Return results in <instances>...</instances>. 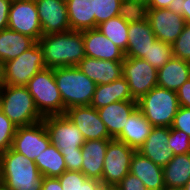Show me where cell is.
<instances>
[{
  "instance_id": "6da1fadb",
  "label": "cell",
  "mask_w": 190,
  "mask_h": 190,
  "mask_svg": "<svg viewBox=\"0 0 190 190\" xmlns=\"http://www.w3.org/2000/svg\"><path fill=\"white\" fill-rule=\"evenodd\" d=\"M38 43L46 68L77 66L86 57L82 31L42 35Z\"/></svg>"
},
{
  "instance_id": "7a4b0ae2",
  "label": "cell",
  "mask_w": 190,
  "mask_h": 190,
  "mask_svg": "<svg viewBox=\"0 0 190 190\" xmlns=\"http://www.w3.org/2000/svg\"><path fill=\"white\" fill-rule=\"evenodd\" d=\"M43 177L23 154L12 148L0 153V190H41Z\"/></svg>"
},
{
  "instance_id": "3957f363",
  "label": "cell",
  "mask_w": 190,
  "mask_h": 190,
  "mask_svg": "<svg viewBox=\"0 0 190 190\" xmlns=\"http://www.w3.org/2000/svg\"><path fill=\"white\" fill-rule=\"evenodd\" d=\"M53 74L65 107L90 106L96 83L76 66L53 68Z\"/></svg>"
},
{
  "instance_id": "277c9868",
  "label": "cell",
  "mask_w": 190,
  "mask_h": 190,
  "mask_svg": "<svg viewBox=\"0 0 190 190\" xmlns=\"http://www.w3.org/2000/svg\"><path fill=\"white\" fill-rule=\"evenodd\" d=\"M0 108L16 127L30 126L43 120L26 86L6 85L0 91Z\"/></svg>"
},
{
  "instance_id": "5b68a950",
  "label": "cell",
  "mask_w": 190,
  "mask_h": 190,
  "mask_svg": "<svg viewBox=\"0 0 190 190\" xmlns=\"http://www.w3.org/2000/svg\"><path fill=\"white\" fill-rule=\"evenodd\" d=\"M26 88L43 118L65 114V107L53 74V68H44L36 73L28 81Z\"/></svg>"
},
{
  "instance_id": "8992f818",
  "label": "cell",
  "mask_w": 190,
  "mask_h": 190,
  "mask_svg": "<svg viewBox=\"0 0 190 190\" xmlns=\"http://www.w3.org/2000/svg\"><path fill=\"white\" fill-rule=\"evenodd\" d=\"M138 108L153 127H171L179 109L177 93L159 86L138 101Z\"/></svg>"
},
{
  "instance_id": "52a82bcc",
  "label": "cell",
  "mask_w": 190,
  "mask_h": 190,
  "mask_svg": "<svg viewBox=\"0 0 190 190\" xmlns=\"http://www.w3.org/2000/svg\"><path fill=\"white\" fill-rule=\"evenodd\" d=\"M6 85L26 86L39 71L46 68L43 50L36 42L21 55L4 63Z\"/></svg>"
},
{
  "instance_id": "ba28073f",
  "label": "cell",
  "mask_w": 190,
  "mask_h": 190,
  "mask_svg": "<svg viewBox=\"0 0 190 190\" xmlns=\"http://www.w3.org/2000/svg\"><path fill=\"white\" fill-rule=\"evenodd\" d=\"M136 150L116 139H111L105 154L101 182L104 187L116 185L129 173Z\"/></svg>"
},
{
  "instance_id": "9c48e42d",
  "label": "cell",
  "mask_w": 190,
  "mask_h": 190,
  "mask_svg": "<svg viewBox=\"0 0 190 190\" xmlns=\"http://www.w3.org/2000/svg\"><path fill=\"white\" fill-rule=\"evenodd\" d=\"M122 70V76L128 82L132 97L137 101L157 86L158 70L144 59L125 57Z\"/></svg>"
},
{
  "instance_id": "30bf717a",
  "label": "cell",
  "mask_w": 190,
  "mask_h": 190,
  "mask_svg": "<svg viewBox=\"0 0 190 190\" xmlns=\"http://www.w3.org/2000/svg\"><path fill=\"white\" fill-rule=\"evenodd\" d=\"M42 121L51 144L61 152L82 149L85 139L79 129L65 115L46 116Z\"/></svg>"
},
{
  "instance_id": "8fae6325",
  "label": "cell",
  "mask_w": 190,
  "mask_h": 190,
  "mask_svg": "<svg viewBox=\"0 0 190 190\" xmlns=\"http://www.w3.org/2000/svg\"><path fill=\"white\" fill-rule=\"evenodd\" d=\"M8 28L39 41L43 33L35 0H12Z\"/></svg>"
},
{
  "instance_id": "7c38bea8",
  "label": "cell",
  "mask_w": 190,
  "mask_h": 190,
  "mask_svg": "<svg viewBox=\"0 0 190 190\" xmlns=\"http://www.w3.org/2000/svg\"><path fill=\"white\" fill-rule=\"evenodd\" d=\"M51 144L43 121L30 126L17 127L11 148L35 160Z\"/></svg>"
},
{
  "instance_id": "4fadbf2b",
  "label": "cell",
  "mask_w": 190,
  "mask_h": 190,
  "mask_svg": "<svg viewBox=\"0 0 190 190\" xmlns=\"http://www.w3.org/2000/svg\"><path fill=\"white\" fill-rule=\"evenodd\" d=\"M64 115L79 129L85 141L113 139L99 117L97 109L92 106L71 107Z\"/></svg>"
},
{
  "instance_id": "5bb4252c",
  "label": "cell",
  "mask_w": 190,
  "mask_h": 190,
  "mask_svg": "<svg viewBox=\"0 0 190 190\" xmlns=\"http://www.w3.org/2000/svg\"><path fill=\"white\" fill-rule=\"evenodd\" d=\"M147 19L156 39L171 45L182 33L186 25L182 15L174 13L167 8H148Z\"/></svg>"
},
{
  "instance_id": "9a60e30c",
  "label": "cell",
  "mask_w": 190,
  "mask_h": 190,
  "mask_svg": "<svg viewBox=\"0 0 190 190\" xmlns=\"http://www.w3.org/2000/svg\"><path fill=\"white\" fill-rule=\"evenodd\" d=\"M43 35L71 30L64 0H35Z\"/></svg>"
},
{
  "instance_id": "2e32d148",
  "label": "cell",
  "mask_w": 190,
  "mask_h": 190,
  "mask_svg": "<svg viewBox=\"0 0 190 190\" xmlns=\"http://www.w3.org/2000/svg\"><path fill=\"white\" fill-rule=\"evenodd\" d=\"M85 56L106 61L123 62L124 52L98 28L82 31Z\"/></svg>"
},
{
  "instance_id": "e0dca14e",
  "label": "cell",
  "mask_w": 190,
  "mask_h": 190,
  "mask_svg": "<svg viewBox=\"0 0 190 190\" xmlns=\"http://www.w3.org/2000/svg\"><path fill=\"white\" fill-rule=\"evenodd\" d=\"M170 127H153L144 144L137 150L155 164L164 167L174 157L168 139Z\"/></svg>"
},
{
  "instance_id": "ac0fdd59",
  "label": "cell",
  "mask_w": 190,
  "mask_h": 190,
  "mask_svg": "<svg viewBox=\"0 0 190 190\" xmlns=\"http://www.w3.org/2000/svg\"><path fill=\"white\" fill-rule=\"evenodd\" d=\"M137 107V101H118L97 109V112L109 135L115 139Z\"/></svg>"
},
{
  "instance_id": "d6986e66",
  "label": "cell",
  "mask_w": 190,
  "mask_h": 190,
  "mask_svg": "<svg viewBox=\"0 0 190 190\" xmlns=\"http://www.w3.org/2000/svg\"><path fill=\"white\" fill-rule=\"evenodd\" d=\"M76 67L96 85L109 84L123 75L122 62L85 57Z\"/></svg>"
},
{
  "instance_id": "ffe728a7",
  "label": "cell",
  "mask_w": 190,
  "mask_h": 190,
  "mask_svg": "<svg viewBox=\"0 0 190 190\" xmlns=\"http://www.w3.org/2000/svg\"><path fill=\"white\" fill-rule=\"evenodd\" d=\"M129 172L141 179L148 190L165 188L163 167L155 164L138 151H135L132 156Z\"/></svg>"
},
{
  "instance_id": "44dd1931",
  "label": "cell",
  "mask_w": 190,
  "mask_h": 190,
  "mask_svg": "<svg viewBox=\"0 0 190 190\" xmlns=\"http://www.w3.org/2000/svg\"><path fill=\"white\" fill-rule=\"evenodd\" d=\"M110 140H87L82 148L81 172L87 178L101 181L106 150Z\"/></svg>"
},
{
  "instance_id": "7402d4cb",
  "label": "cell",
  "mask_w": 190,
  "mask_h": 190,
  "mask_svg": "<svg viewBox=\"0 0 190 190\" xmlns=\"http://www.w3.org/2000/svg\"><path fill=\"white\" fill-rule=\"evenodd\" d=\"M152 128V124L137 107L128 118L122 132L115 139L137 151L150 135Z\"/></svg>"
},
{
  "instance_id": "603a6c76",
  "label": "cell",
  "mask_w": 190,
  "mask_h": 190,
  "mask_svg": "<svg viewBox=\"0 0 190 190\" xmlns=\"http://www.w3.org/2000/svg\"><path fill=\"white\" fill-rule=\"evenodd\" d=\"M128 44L124 53L125 57L142 58L147 54L148 49L156 40V36L151 28L148 19L129 23L128 26Z\"/></svg>"
},
{
  "instance_id": "cb8c5ba5",
  "label": "cell",
  "mask_w": 190,
  "mask_h": 190,
  "mask_svg": "<svg viewBox=\"0 0 190 190\" xmlns=\"http://www.w3.org/2000/svg\"><path fill=\"white\" fill-rule=\"evenodd\" d=\"M118 101H137L123 76L109 84L97 85L90 106L99 109Z\"/></svg>"
},
{
  "instance_id": "d4e9b609",
  "label": "cell",
  "mask_w": 190,
  "mask_h": 190,
  "mask_svg": "<svg viewBox=\"0 0 190 190\" xmlns=\"http://www.w3.org/2000/svg\"><path fill=\"white\" fill-rule=\"evenodd\" d=\"M188 79L190 62L173 57L158 70L157 86L177 92Z\"/></svg>"
},
{
  "instance_id": "484cf974",
  "label": "cell",
  "mask_w": 190,
  "mask_h": 190,
  "mask_svg": "<svg viewBox=\"0 0 190 190\" xmlns=\"http://www.w3.org/2000/svg\"><path fill=\"white\" fill-rule=\"evenodd\" d=\"M66 5L71 30L96 28L94 0H66Z\"/></svg>"
},
{
  "instance_id": "4316f807",
  "label": "cell",
  "mask_w": 190,
  "mask_h": 190,
  "mask_svg": "<svg viewBox=\"0 0 190 190\" xmlns=\"http://www.w3.org/2000/svg\"><path fill=\"white\" fill-rule=\"evenodd\" d=\"M36 41L24 34L5 28L0 31V62L15 59L31 48Z\"/></svg>"
},
{
  "instance_id": "83f0119b",
  "label": "cell",
  "mask_w": 190,
  "mask_h": 190,
  "mask_svg": "<svg viewBox=\"0 0 190 190\" xmlns=\"http://www.w3.org/2000/svg\"><path fill=\"white\" fill-rule=\"evenodd\" d=\"M166 188H183L190 179V153L178 154L163 167Z\"/></svg>"
},
{
  "instance_id": "f1b7e54d",
  "label": "cell",
  "mask_w": 190,
  "mask_h": 190,
  "mask_svg": "<svg viewBox=\"0 0 190 190\" xmlns=\"http://www.w3.org/2000/svg\"><path fill=\"white\" fill-rule=\"evenodd\" d=\"M34 162L44 177H58L67 170L64 156L53 144H50L47 149L42 151Z\"/></svg>"
},
{
  "instance_id": "f546056e",
  "label": "cell",
  "mask_w": 190,
  "mask_h": 190,
  "mask_svg": "<svg viewBox=\"0 0 190 190\" xmlns=\"http://www.w3.org/2000/svg\"><path fill=\"white\" fill-rule=\"evenodd\" d=\"M128 26L129 23L122 17L115 16L100 23L97 28L125 53L128 44Z\"/></svg>"
},
{
  "instance_id": "4dcf8cb0",
  "label": "cell",
  "mask_w": 190,
  "mask_h": 190,
  "mask_svg": "<svg viewBox=\"0 0 190 190\" xmlns=\"http://www.w3.org/2000/svg\"><path fill=\"white\" fill-rule=\"evenodd\" d=\"M57 178L63 190H100L103 187L101 181L87 178L81 171L66 170Z\"/></svg>"
},
{
  "instance_id": "1f68e13d",
  "label": "cell",
  "mask_w": 190,
  "mask_h": 190,
  "mask_svg": "<svg viewBox=\"0 0 190 190\" xmlns=\"http://www.w3.org/2000/svg\"><path fill=\"white\" fill-rule=\"evenodd\" d=\"M171 58H173L172 45L155 40L141 59L146 60L156 70L163 67Z\"/></svg>"
},
{
  "instance_id": "d6a6232c",
  "label": "cell",
  "mask_w": 190,
  "mask_h": 190,
  "mask_svg": "<svg viewBox=\"0 0 190 190\" xmlns=\"http://www.w3.org/2000/svg\"><path fill=\"white\" fill-rule=\"evenodd\" d=\"M119 16L127 23L144 21L148 16V6L143 2L122 0L120 3Z\"/></svg>"
},
{
  "instance_id": "836d02e7",
  "label": "cell",
  "mask_w": 190,
  "mask_h": 190,
  "mask_svg": "<svg viewBox=\"0 0 190 190\" xmlns=\"http://www.w3.org/2000/svg\"><path fill=\"white\" fill-rule=\"evenodd\" d=\"M122 0H94V13L97 26L112 17L119 16Z\"/></svg>"
},
{
  "instance_id": "e575fe53",
  "label": "cell",
  "mask_w": 190,
  "mask_h": 190,
  "mask_svg": "<svg viewBox=\"0 0 190 190\" xmlns=\"http://www.w3.org/2000/svg\"><path fill=\"white\" fill-rule=\"evenodd\" d=\"M167 145L174 155L190 153V137L182 130L172 129L170 127Z\"/></svg>"
},
{
  "instance_id": "d590c367",
  "label": "cell",
  "mask_w": 190,
  "mask_h": 190,
  "mask_svg": "<svg viewBox=\"0 0 190 190\" xmlns=\"http://www.w3.org/2000/svg\"><path fill=\"white\" fill-rule=\"evenodd\" d=\"M173 57L190 62V24L186 23L182 33L172 44Z\"/></svg>"
},
{
  "instance_id": "8d00e7d4",
  "label": "cell",
  "mask_w": 190,
  "mask_h": 190,
  "mask_svg": "<svg viewBox=\"0 0 190 190\" xmlns=\"http://www.w3.org/2000/svg\"><path fill=\"white\" fill-rule=\"evenodd\" d=\"M16 129L0 108V153L11 148Z\"/></svg>"
},
{
  "instance_id": "74e56055",
  "label": "cell",
  "mask_w": 190,
  "mask_h": 190,
  "mask_svg": "<svg viewBox=\"0 0 190 190\" xmlns=\"http://www.w3.org/2000/svg\"><path fill=\"white\" fill-rule=\"evenodd\" d=\"M171 128L182 130L190 137V108L179 107Z\"/></svg>"
},
{
  "instance_id": "f35d334b",
  "label": "cell",
  "mask_w": 190,
  "mask_h": 190,
  "mask_svg": "<svg viewBox=\"0 0 190 190\" xmlns=\"http://www.w3.org/2000/svg\"><path fill=\"white\" fill-rule=\"evenodd\" d=\"M64 156L66 169L69 171H81L82 169V149H75L71 152H61Z\"/></svg>"
},
{
  "instance_id": "ab89813d",
  "label": "cell",
  "mask_w": 190,
  "mask_h": 190,
  "mask_svg": "<svg viewBox=\"0 0 190 190\" xmlns=\"http://www.w3.org/2000/svg\"><path fill=\"white\" fill-rule=\"evenodd\" d=\"M117 190H148L141 179L130 172L116 185Z\"/></svg>"
},
{
  "instance_id": "60d3db41",
  "label": "cell",
  "mask_w": 190,
  "mask_h": 190,
  "mask_svg": "<svg viewBox=\"0 0 190 190\" xmlns=\"http://www.w3.org/2000/svg\"><path fill=\"white\" fill-rule=\"evenodd\" d=\"M167 9L182 15L186 23L190 24V0H173Z\"/></svg>"
},
{
  "instance_id": "b9f144b4",
  "label": "cell",
  "mask_w": 190,
  "mask_h": 190,
  "mask_svg": "<svg viewBox=\"0 0 190 190\" xmlns=\"http://www.w3.org/2000/svg\"><path fill=\"white\" fill-rule=\"evenodd\" d=\"M177 98L180 107L190 108V79H188L178 90Z\"/></svg>"
},
{
  "instance_id": "7bdbcfd3",
  "label": "cell",
  "mask_w": 190,
  "mask_h": 190,
  "mask_svg": "<svg viewBox=\"0 0 190 190\" xmlns=\"http://www.w3.org/2000/svg\"><path fill=\"white\" fill-rule=\"evenodd\" d=\"M12 0H0V31L8 28L9 9Z\"/></svg>"
},
{
  "instance_id": "ee69618b",
  "label": "cell",
  "mask_w": 190,
  "mask_h": 190,
  "mask_svg": "<svg viewBox=\"0 0 190 190\" xmlns=\"http://www.w3.org/2000/svg\"><path fill=\"white\" fill-rule=\"evenodd\" d=\"M41 190H63L57 177H43Z\"/></svg>"
},
{
  "instance_id": "f6af8a7d",
  "label": "cell",
  "mask_w": 190,
  "mask_h": 190,
  "mask_svg": "<svg viewBox=\"0 0 190 190\" xmlns=\"http://www.w3.org/2000/svg\"><path fill=\"white\" fill-rule=\"evenodd\" d=\"M173 0H151L148 8H155V9H162V8H168L169 4Z\"/></svg>"
},
{
  "instance_id": "bcb514c9",
  "label": "cell",
  "mask_w": 190,
  "mask_h": 190,
  "mask_svg": "<svg viewBox=\"0 0 190 190\" xmlns=\"http://www.w3.org/2000/svg\"><path fill=\"white\" fill-rule=\"evenodd\" d=\"M6 86L5 80V66L3 62H0V91Z\"/></svg>"
},
{
  "instance_id": "7dc6e473",
  "label": "cell",
  "mask_w": 190,
  "mask_h": 190,
  "mask_svg": "<svg viewBox=\"0 0 190 190\" xmlns=\"http://www.w3.org/2000/svg\"><path fill=\"white\" fill-rule=\"evenodd\" d=\"M184 190H190V179L186 183V185L183 187Z\"/></svg>"
},
{
  "instance_id": "c3c4849f",
  "label": "cell",
  "mask_w": 190,
  "mask_h": 190,
  "mask_svg": "<svg viewBox=\"0 0 190 190\" xmlns=\"http://www.w3.org/2000/svg\"><path fill=\"white\" fill-rule=\"evenodd\" d=\"M134 1L143 2L148 6L151 0H134Z\"/></svg>"
},
{
  "instance_id": "681fc988",
  "label": "cell",
  "mask_w": 190,
  "mask_h": 190,
  "mask_svg": "<svg viewBox=\"0 0 190 190\" xmlns=\"http://www.w3.org/2000/svg\"><path fill=\"white\" fill-rule=\"evenodd\" d=\"M163 190H184L183 188H164Z\"/></svg>"
},
{
  "instance_id": "f907efd6",
  "label": "cell",
  "mask_w": 190,
  "mask_h": 190,
  "mask_svg": "<svg viewBox=\"0 0 190 190\" xmlns=\"http://www.w3.org/2000/svg\"><path fill=\"white\" fill-rule=\"evenodd\" d=\"M100 190H111V187H102Z\"/></svg>"
}]
</instances>
